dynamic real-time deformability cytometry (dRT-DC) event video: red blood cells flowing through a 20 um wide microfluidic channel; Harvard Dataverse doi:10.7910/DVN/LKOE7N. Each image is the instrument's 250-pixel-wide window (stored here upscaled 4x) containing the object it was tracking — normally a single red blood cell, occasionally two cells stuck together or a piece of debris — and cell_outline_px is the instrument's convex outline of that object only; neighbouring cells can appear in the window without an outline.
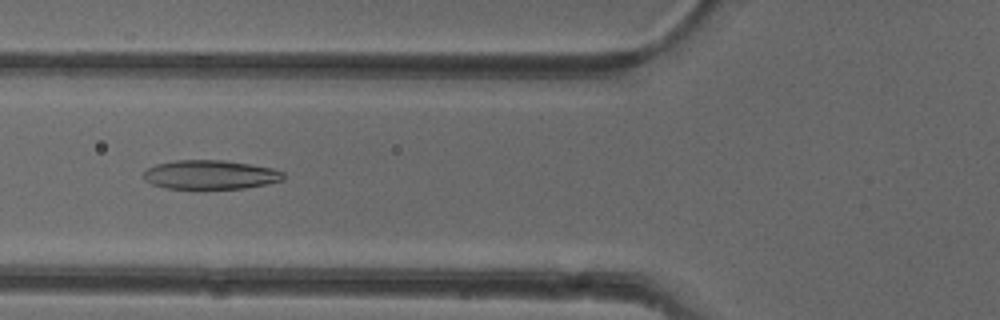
{"species": "common noctule bat (a hibernating species)", "species_latin": "Nyctalus noctula", "temperature_condition": "cold", "stored_images_in_passage": 30, "camera_frame_rate_fps": 3000, "um_per_image_px": 0.085, "animal": {"sex": "female"}, "frame": {"image": 1, "passage_image": 5, "time_ms": 1.333, "image_size_px": [1000, 320], "cell_outline_px": [[284, 180], [244, 188], [164, 188], [152, 184], [144, 176], [144, 172], [148, 168], [156, 164], [176, 160], [224, 160], [272, 168], [284, 172]], "centroid_in_image_um": [17.89, 14.84], "position_along_channel_um": 107.9, "area_um2": 23.35}}
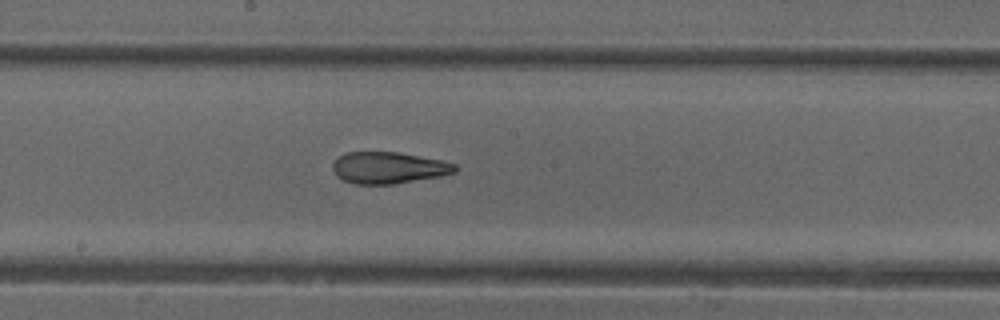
{"frame": {"image": 2, "passage_image": 13, "time_ms": 4.0, "image_size_px": [1000, 320], "cell_outline_px": [[456, 172], [440, 176], [392, 184], [356, 184], [344, 180], [336, 176], [332, 168], [332, 164], [340, 156], [348, 152], [396, 152], [440, 160], [456, 164]], "centroid_in_image_um": [33.01, 14.26], "position_along_channel_um": 215.2, "area_um2": 22.25}}
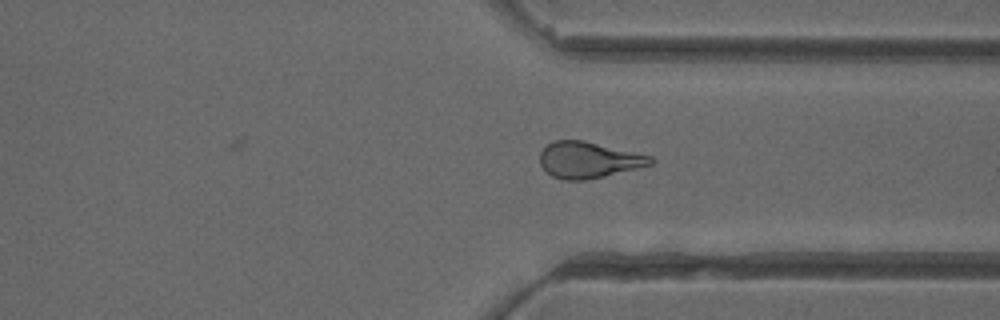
{"frame": {"image": 3, "passage_image": 24, "time_ms": 7.667, "image_size_px": [1000, 320], "cell_outline_px": [[656, 160], [652, 164], [604, 176], [584, 180], [564, 180], [552, 176], [540, 164], [540, 152], [552, 140], [580, 140], [652, 156]], "centroid_in_image_um": [50.01, 13.59], "position_along_channel_um": 361.4, "area_um2": 23.0}, "authors_computed_cell_mechanics": {"area_um2": 22.7732, "velocity_mm_per_s": 4.0063, "shape_relaxation_time_tau1_ms": null, "shape_relaxation_time_tau2_ms": 2.201, "deformation_change_tau1": null, "deformation_change_tau2": 0.1089}}